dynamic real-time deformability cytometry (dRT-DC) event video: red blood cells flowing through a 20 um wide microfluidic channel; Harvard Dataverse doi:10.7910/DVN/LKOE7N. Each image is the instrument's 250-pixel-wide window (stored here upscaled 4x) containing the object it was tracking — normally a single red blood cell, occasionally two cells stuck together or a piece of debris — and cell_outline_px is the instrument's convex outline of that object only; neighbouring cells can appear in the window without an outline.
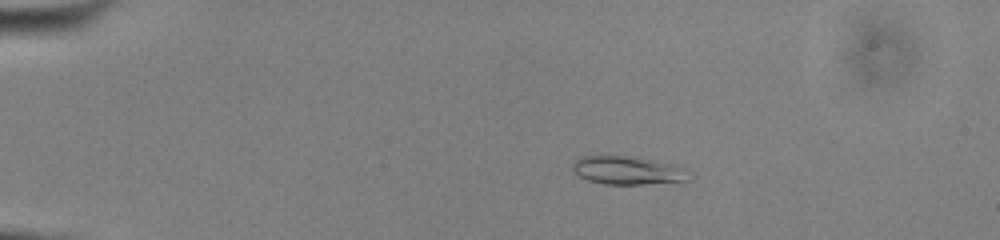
{"species": "common noctule bat (a hibernating species)", "species_latin": "Nyctalus noctula", "temperature_condition": "cold", "stored_images_in_passage": 55, "camera_frame_rate_fps": 3000, "um_per_image_px": 0.085, "animal": {"sex": "male", "body_mass_g": 13.0, "forearm_length_mm": 53.1}, "frame": {"image": 1, "passage_image": 12, "time_ms": 3.667, "image_size_px": [1000, 240], "cell_outline_px": [[684, 180], [644, 184], [604, 184], [588, 180], [580, 176], [572, 168], [572, 164], [580, 156], [628, 156], [648, 160], [684, 168]], "centroid_in_image_um": [53.19, 14.48], "position_along_channel_um": 31.8, "area_um2": 18.21}}
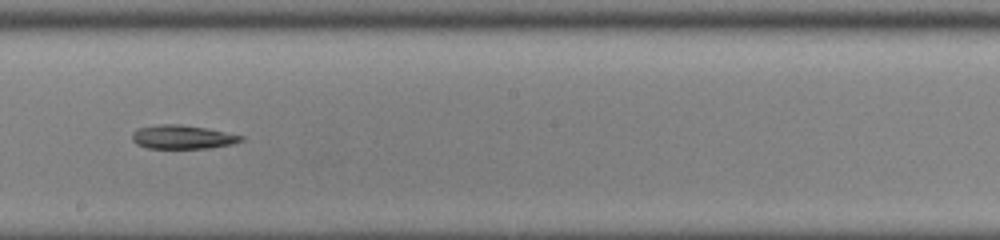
{"frame": {"image": 2, "passage_image": 33, "time_ms": 10.667, "image_size_px": [1000, 240], "cell_outline_px": [[244, 140], [232, 144], [208, 148], [148, 148], [136, 144], [132, 140], [132, 132], [136, 128], [160, 124], [180, 124], [208, 128], [244, 136]], "centroid_in_image_um": [15.5, 11.64], "position_along_channel_um": 232.7, "area_um2": 15.2}}
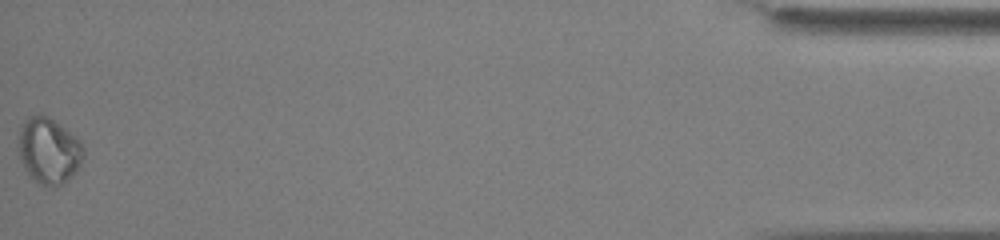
{"frame": {"image": 3, "passage_image": 55, "time_ms": 18.0, "image_size_px": [1000, 240], "cell_outline_px": [[84, 156], [76, 172], [64, 184], [52, 188], [40, 184], [28, 176], [20, 160], [20, 128], [24, 120], [28, 116], [40, 112], [48, 116], [80, 140], [84, 148]], "centroid_in_image_um": [4.16, 12.82], "position_along_channel_um": 431.0, "area_um2": 25.26}, "authors_computed_cell_mechanics": {"area_um2": 17.9758, "velocity_mm_per_s": 3.8727, "shape_relaxation_time_tau1_ms": 3.7238, "shape_relaxation_time_tau2_ms": null, "deformation_change_tau1": 0.0958, "deformation_change_tau2": null}}